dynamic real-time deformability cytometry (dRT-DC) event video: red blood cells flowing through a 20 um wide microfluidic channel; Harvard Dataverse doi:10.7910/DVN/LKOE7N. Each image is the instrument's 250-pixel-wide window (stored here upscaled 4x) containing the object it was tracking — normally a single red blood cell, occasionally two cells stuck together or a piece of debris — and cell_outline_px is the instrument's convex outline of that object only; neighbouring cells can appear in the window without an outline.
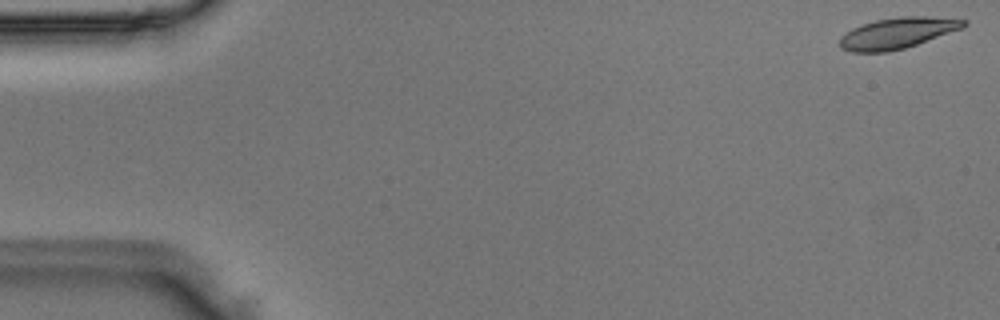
{"species": "Egyptian fruit bat (a non-hibernating species)", "species_latin": "Rousettus aegyptiacus", "temperature_condition": "room temperature", "stored_images_in_passage": 50, "camera_frame_rate_fps": 3000, "um_per_image_px": 0.085, "animal": {"sex": "male"}, "frame": {"image": 1, "passage_image": 1, "time_ms": 0.0, "image_size_px": [1000, 320], "cell_outline_px": [[968, 24], [964, 28], [904, 48], [888, 52], [852, 52], [840, 48], [840, 36], [852, 28], [876, 20], [900, 16], [924, 16], [968, 20]], "centroid_in_image_um": [76.29, 2.81], "position_along_channel_um": 8.7, "area_um2": 22.31}}
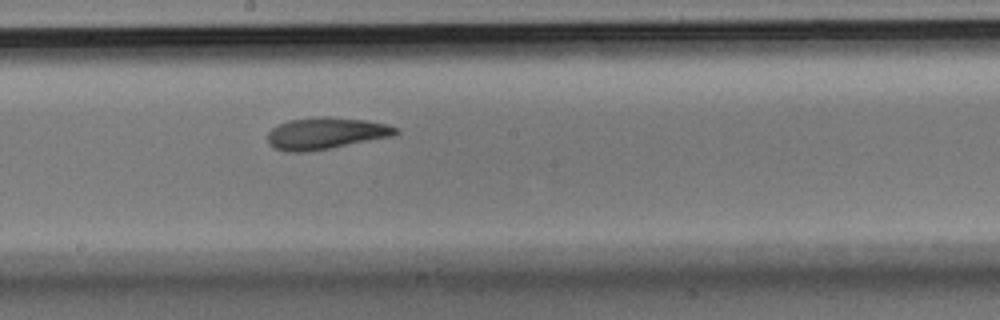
{"frame": {"image": 2, "passage_image": 27, "time_ms": 8.667, "image_size_px": [1000, 320], "cell_outline_px": [[400, 132], [392, 136], [308, 152], [288, 152], [276, 148], [268, 144], [268, 132], [272, 128], [288, 120], [316, 116], [332, 116], [368, 120], [388, 124], [400, 128]], "centroid_in_image_um": [27.71, 11.31], "position_along_channel_um": 220.5, "area_um2": 23.93}}
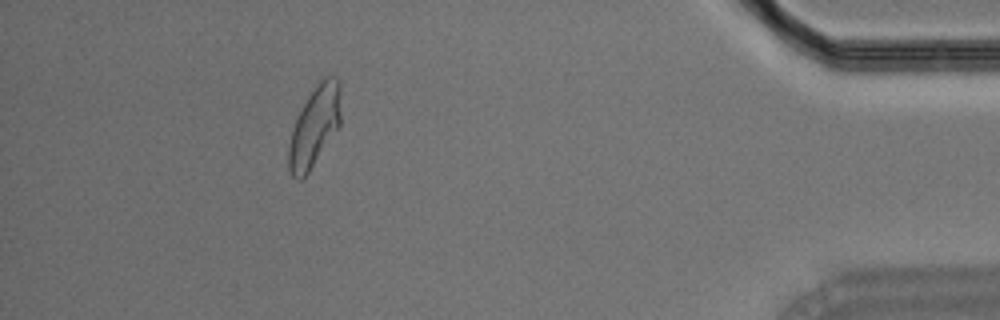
{"frame": {"image": 3, "passage_image": 45, "time_ms": 14.667, "image_size_px": [1000, 320], "cell_outline_px": [[340, 124], [308, 172], [300, 180], [296, 180], [292, 176], [288, 168], [288, 148], [292, 128], [308, 96], [316, 84], [324, 76], [336, 76], [340, 80]], "centroid_in_image_um": [26.73, 10.72], "position_along_channel_um": 408.5, "area_um2": 24.1}}